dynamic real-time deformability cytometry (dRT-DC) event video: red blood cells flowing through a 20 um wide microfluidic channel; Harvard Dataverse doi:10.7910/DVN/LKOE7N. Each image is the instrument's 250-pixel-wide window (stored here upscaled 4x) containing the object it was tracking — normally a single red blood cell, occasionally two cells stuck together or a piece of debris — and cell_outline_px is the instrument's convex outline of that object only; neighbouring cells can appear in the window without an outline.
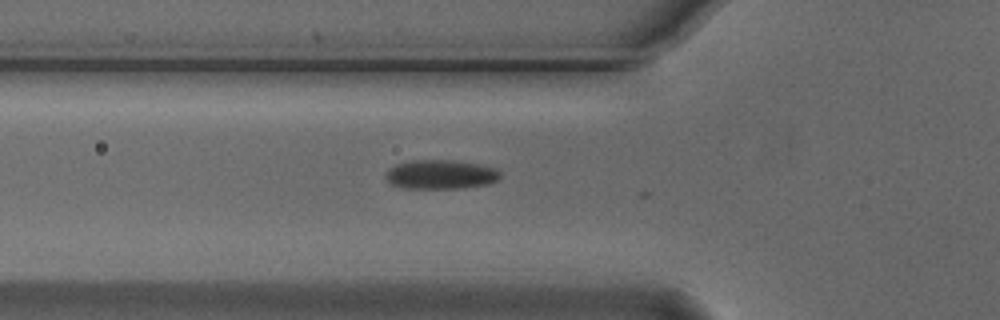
{"species": "Egyptian fruit bat (a non-hibernating species)", "species_latin": "Rousettus aegyptiacus", "temperature_condition": "cold", "stored_images_in_passage": 9, "camera_frame_rate_fps": 3000, "um_per_image_px": 0.085, "animal": {"sex": "male"}, "frame": {"image": 1, "passage_image": 2, "time_ms": 0.333, "image_size_px": [1000, 320], "cell_outline_px": [[500, 176], [496, 180], [488, 184], [464, 188], [400, 188], [392, 184], [384, 176], [388, 168], [396, 164], [412, 160], [452, 160], [476, 164], [496, 168], [500, 172]], "centroid_in_image_um": [37.42, 14.83], "position_along_channel_um": 88.4, "area_um2": 19.48}}
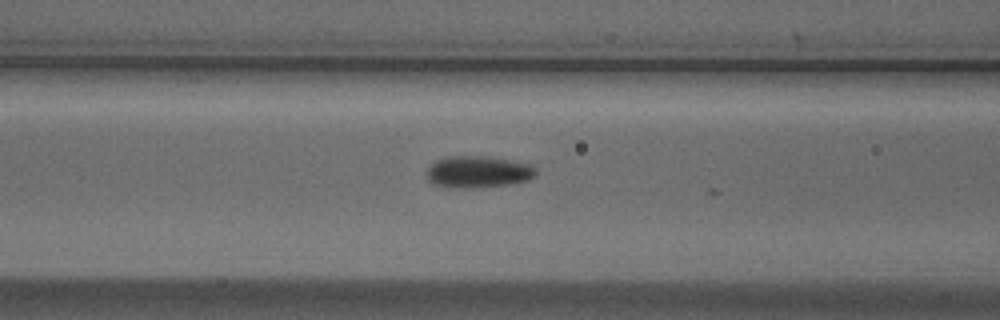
{"frame": {"image": 2, "passage_image": 5, "time_ms": 1.333, "image_size_px": [1000, 320], "cell_outline_px": [[536, 176], [528, 180], [508, 184], [476, 188], [452, 188], [436, 184], [428, 180], [428, 168], [436, 160], [448, 156], [488, 156], [532, 164], [536, 168]], "centroid_in_image_um": [40.67, 14.6], "position_along_channel_um": 125.9, "area_um2": 20.29}}